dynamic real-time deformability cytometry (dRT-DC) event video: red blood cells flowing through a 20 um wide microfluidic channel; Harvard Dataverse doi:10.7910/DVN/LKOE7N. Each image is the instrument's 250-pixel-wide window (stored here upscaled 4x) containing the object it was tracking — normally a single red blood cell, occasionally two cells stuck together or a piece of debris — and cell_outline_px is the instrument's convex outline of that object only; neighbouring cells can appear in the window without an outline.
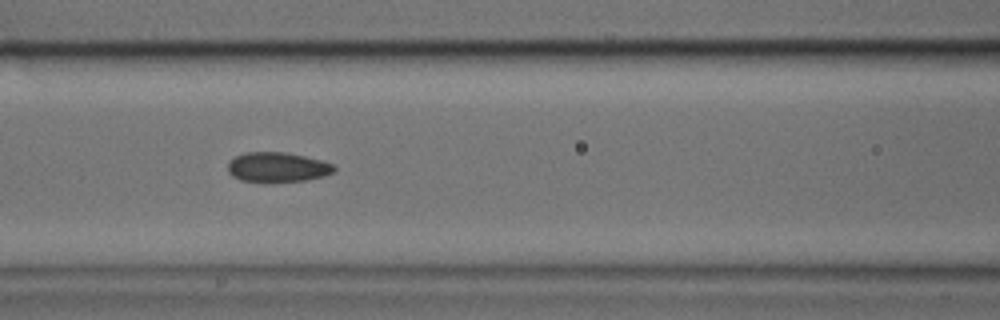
{"species": "common noctule bat (a hibernating species)", "species_latin": "Nyctalus noctula", "temperature_condition": "cold", "stored_images_in_passage": 45, "camera_frame_rate_fps": 3000, "um_per_image_px": 0.085, "animal": {"sex": "male", "body_mass_g": 17.9, "forearm_length_mm": 54.2}, "frame": {"image": 1, "passage_image": 20, "time_ms": 6.333, "image_size_px": [1000, 320], "cell_outline_px": [[336, 172], [324, 176], [304, 180], [240, 180], [232, 176], [228, 172], [228, 160], [244, 152], [284, 152], [304, 156], [320, 160], [332, 164], [336, 168]], "centroid_in_image_um": [23.57, 14.18], "position_along_channel_um": 143.0, "area_um2": 18.03}}
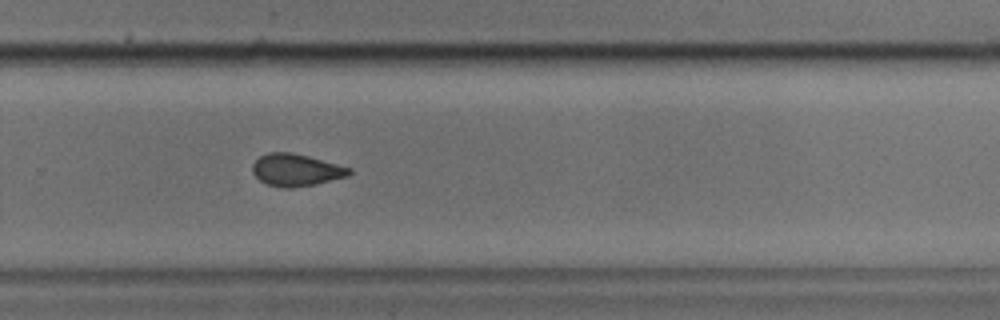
{"frame": {"image": 2, "passage_image": 32, "time_ms": 10.333, "image_size_px": [1000, 320], "cell_outline_px": [[352, 172], [348, 176], [312, 184], [292, 188], [284, 188], [268, 184], [260, 180], [252, 172], [252, 164], [260, 156], [268, 152], [292, 152], [308, 156], [352, 168]], "centroid_in_image_um": [25.15, 14.43], "position_along_channel_um": 304.6, "area_um2": 17.98}}